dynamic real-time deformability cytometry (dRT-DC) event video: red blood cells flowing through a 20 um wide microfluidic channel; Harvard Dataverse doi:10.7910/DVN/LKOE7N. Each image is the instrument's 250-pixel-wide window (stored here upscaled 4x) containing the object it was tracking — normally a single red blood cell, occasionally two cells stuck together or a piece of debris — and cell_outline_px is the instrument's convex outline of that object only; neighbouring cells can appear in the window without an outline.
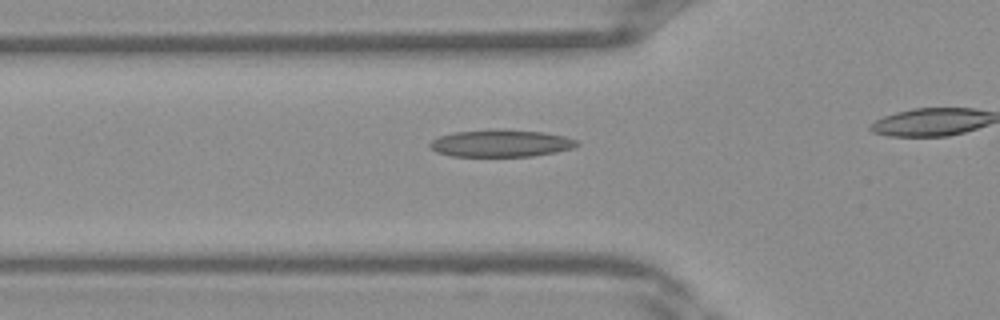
{"species": "Egyptian fruit bat (a non-hibernating species)", "species_latin": "Rousettus aegyptiacus", "temperature_condition": "warm", "stored_images_in_passage": 10, "camera_frame_rate_fps": 3000, "um_per_image_px": 0.085, "frame": {"image": 1, "passage_image": 6, "time_ms": 1.667, "image_size_px": [1000, 320], "cell_outline_px": [[580, 144], [572, 148], [556, 152], [532, 156], [448, 156], [436, 152], [428, 148], [428, 144], [432, 140], [440, 136], [456, 132], [544, 132], [564, 136], [576, 140]], "centroid_in_image_um": [42.55, 12.23], "position_along_channel_um": 83.2, "area_um2": 22.25}}
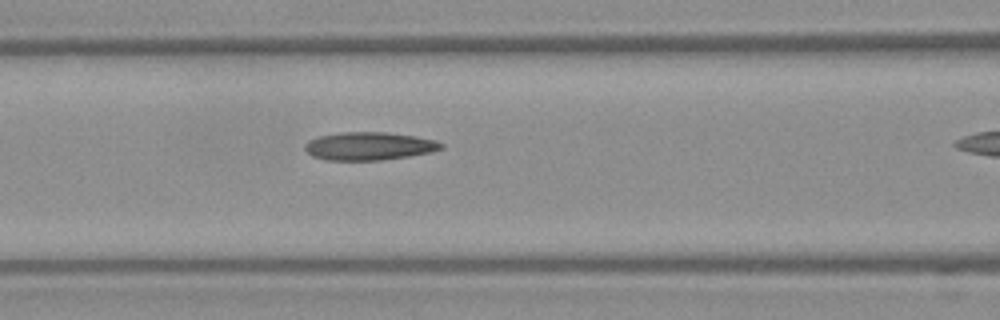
{"frame": {"image": 2, "passage_image": 9, "time_ms": 2.667, "image_size_px": [1000, 320], "cell_outline_px": [[444, 148], [432, 152], [408, 156], [380, 160], [328, 160], [312, 156], [304, 148], [304, 144], [308, 140], [316, 136], [344, 132], [388, 132], [416, 136], [436, 140], [444, 144]], "centroid_in_image_um": [31.38, 12.41], "position_along_channel_um": 135.2, "area_um2": 22.43}}